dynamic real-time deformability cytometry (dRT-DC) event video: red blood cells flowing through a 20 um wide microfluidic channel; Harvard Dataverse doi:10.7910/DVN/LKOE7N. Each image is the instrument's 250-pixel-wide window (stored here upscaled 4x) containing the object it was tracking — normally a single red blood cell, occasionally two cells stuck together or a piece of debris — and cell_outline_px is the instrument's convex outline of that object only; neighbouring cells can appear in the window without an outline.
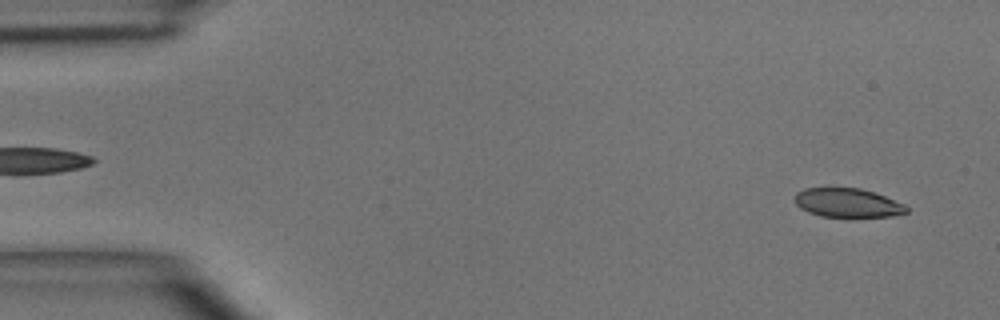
{"species": "common noctule bat (a hibernating species)", "species_latin": "Nyctalus noctula", "temperature_condition": "room temperature", "stored_images_in_passage": 5, "segment_of_instrument_passage": [2, 2], "camera_frame_rate_fps": 3000, "um_per_image_px": 0.085, "animal": {"sex": "male", "body_mass_g": 15.6}, "frame": {"image": 1, "passage_image": 5, "time_ms": 4.667, "image_size_px": [1000, 320], "cell_outline_px": [[908, 212], [892, 216], [852, 220], [820, 216], [808, 212], [800, 208], [796, 204], [796, 192], [804, 188], [860, 188], [884, 196], [904, 204], [908, 208]], "centroid_in_image_um": [72.06, 17.3], "position_along_channel_um": 12.9, "area_um2": 19.59}}